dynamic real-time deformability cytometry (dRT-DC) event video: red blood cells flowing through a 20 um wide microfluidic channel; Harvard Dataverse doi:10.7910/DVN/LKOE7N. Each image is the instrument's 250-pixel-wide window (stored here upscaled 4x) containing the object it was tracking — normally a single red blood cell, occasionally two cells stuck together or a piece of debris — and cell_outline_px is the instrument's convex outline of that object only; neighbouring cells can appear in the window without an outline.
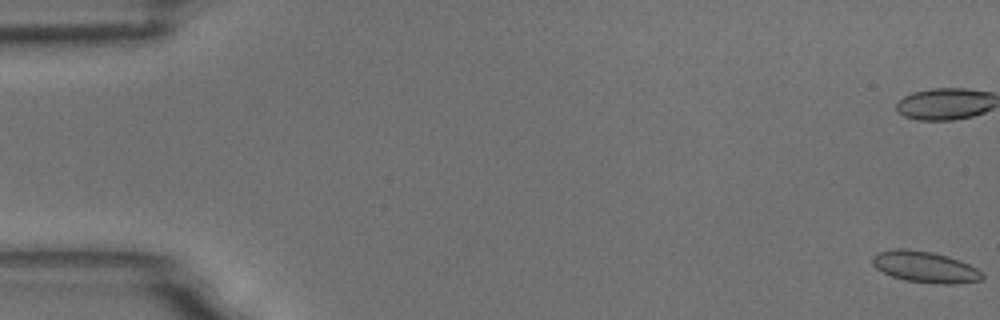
{"species": "common noctule bat (a hibernating species)", "species_latin": "Nyctalus noctula", "temperature_condition": "room temperature", "stored_images_in_passage": 16, "camera_frame_rate_fps": 3000, "um_per_image_px": 0.085, "animal": {"sex": "male", "body_mass_g": 18.8}, "frame": {"image": 1, "passage_image": 1, "time_ms": 0.0, "image_size_px": [1000, 320], "cell_outline_px": [[984, 280], [948, 284], [940, 284], [904, 280], [892, 276], [876, 268], [872, 264], [872, 256], [876, 252], [892, 248], [904, 248], [932, 252], [948, 256], [960, 260], [984, 272]], "centroid_in_image_um": [78.62, 22.68], "position_along_channel_um": 6.4, "area_um2": 20.17}}